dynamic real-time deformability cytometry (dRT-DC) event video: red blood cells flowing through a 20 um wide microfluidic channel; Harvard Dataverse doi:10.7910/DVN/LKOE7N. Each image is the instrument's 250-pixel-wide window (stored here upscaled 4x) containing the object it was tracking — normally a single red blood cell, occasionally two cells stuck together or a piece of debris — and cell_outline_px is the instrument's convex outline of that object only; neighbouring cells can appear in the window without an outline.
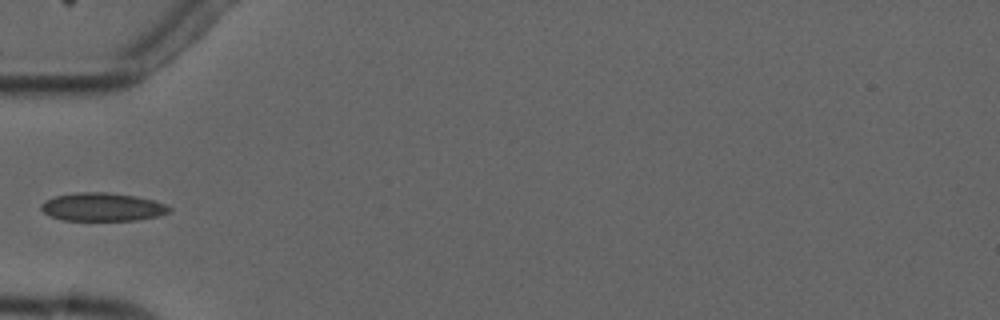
{"species": "common noctule bat (a hibernating species)", "species_latin": "Nyctalus noctula", "temperature_condition": "cold", "stored_images_in_passage": 3, "camera_frame_rate_fps": 3000, "um_per_image_px": 0.085, "animal": {"sex": "male", "forearm_length_mm": 52.5}, "frame": {"image": 1, "passage_image": 3, "time_ms": 2.667, "image_size_px": [1000, 320], "cell_outline_px": [[172, 208], [168, 212], [160, 216], [136, 220], [64, 220], [52, 216], [44, 212], [40, 208], [40, 204], [44, 200], [56, 196], [76, 192], [108, 192], [136, 196], [152, 200], [164, 204]], "centroid_in_image_um": [8.7, 17.59], "position_along_channel_um": 76.3, "area_um2": 21.04}}